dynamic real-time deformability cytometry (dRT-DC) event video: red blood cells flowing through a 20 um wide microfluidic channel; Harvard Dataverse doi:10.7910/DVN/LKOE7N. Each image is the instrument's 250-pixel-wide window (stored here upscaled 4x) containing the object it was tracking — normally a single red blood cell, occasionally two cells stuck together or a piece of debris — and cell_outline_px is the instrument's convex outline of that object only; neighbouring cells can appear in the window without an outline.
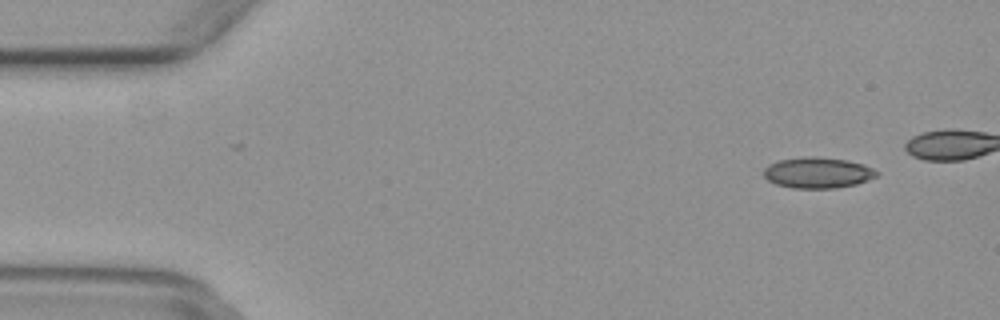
{"species": "common noctule bat (a hibernating species)", "species_latin": "Nyctalus noctula", "temperature_condition": "warm", "stored_images_in_passage": 38, "camera_frame_rate_fps": 3000, "um_per_image_px": 0.085, "animal": {"sex": "female", "body_mass_g": 29.2, "forearm_length_mm": 56.3}, "frame": {"image": 1, "passage_image": 2, "time_ms": 0.333, "image_size_px": [1000, 320], "cell_outline_px": [[880, 176], [856, 184], [836, 188], [792, 188], [776, 184], [768, 180], [764, 176], [764, 168], [768, 164], [780, 160], [808, 156], [816, 156], [848, 160], [864, 164], [880, 172]], "centroid_in_image_um": [69.54, 14.68], "position_along_channel_um": 15.5, "area_um2": 20.52}}
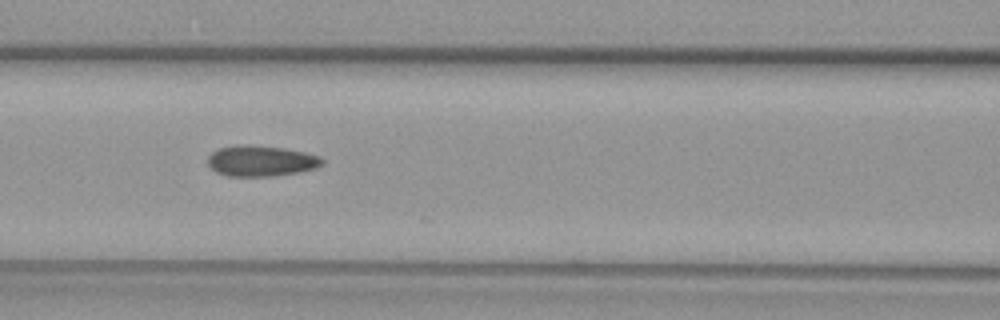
{"frame": {"image": 2, "passage_image": 19, "time_ms": 6.0, "image_size_px": [1000, 320], "cell_outline_px": [[324, 164], [316, 168], [300, 172], [272, 176], [228, 176], [216, 172], [208, 164], [208, 156], [212, 152], [220, 148], [284, 148], [304, 152], [320, 156], [324, 160]], "centroid_in_image_um": [22.26, 13.74], "position_along_channel_um": 144.3, "area_um2": 19.59}}
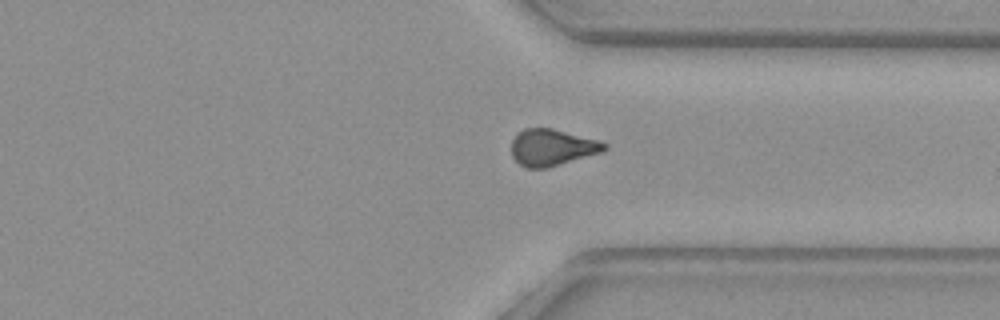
{"frame": {"image": 3, "passage_image": 35, "time_ms": 11.333, "image_size_px": [1000, 320], "cell_outline_px": [[608, 148], [600, 152], [548, 168], [528, 168], [520, 164], [512, 156], [512, 140], [524, 128], [552, 128], [600, 140], [608, 144]], "centroid_in_image_um": [46.94, 12.52], "position_along_channel_um": 364.5, "area_um2": 19.71}}